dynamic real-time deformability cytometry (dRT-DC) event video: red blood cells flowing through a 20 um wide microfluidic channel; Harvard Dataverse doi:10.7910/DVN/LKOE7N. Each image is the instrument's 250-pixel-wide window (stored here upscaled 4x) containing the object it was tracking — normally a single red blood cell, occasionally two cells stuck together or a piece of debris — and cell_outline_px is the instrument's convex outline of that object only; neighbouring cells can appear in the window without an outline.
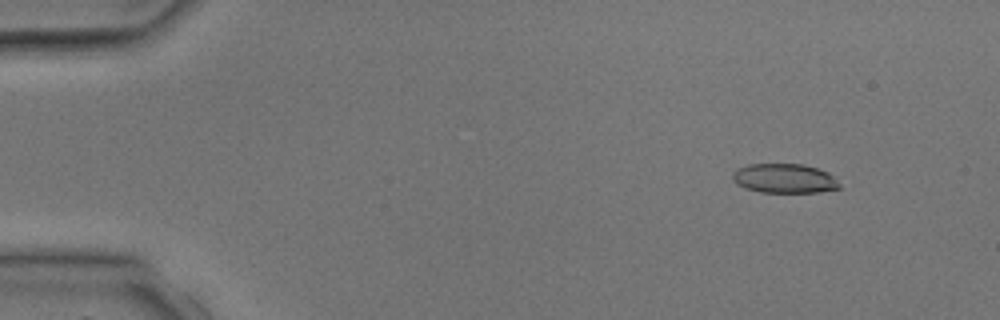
{"species": "common noctule bat (a hibernating species)", "species_latin": "Nyctalus noctula", "temperature_condition": "room temperature", "stored_images_in_passage": 3, "camera_frame_rate_fps": 3000, "um_per_image_px": 0.085, "animal": {"sex": "male", "body_mass_g": 17.9, "forearm_length_mm": 54.2}, "frame": {"image": 1, "passage_image": 2, "time_ms": 1.333, "image_size_px": [1000, 320], "cell_outline_px": [[840, 188], [816, 192], [760, 192], [736, 184], [732, 180], [732, 172], [748, 164], [804, 164], [828, 172], [840, 184]], "centroid_in_image_um": [66.66, 15.16], "position_along_channel_um": 18.3, "area_um2": 18.15}}